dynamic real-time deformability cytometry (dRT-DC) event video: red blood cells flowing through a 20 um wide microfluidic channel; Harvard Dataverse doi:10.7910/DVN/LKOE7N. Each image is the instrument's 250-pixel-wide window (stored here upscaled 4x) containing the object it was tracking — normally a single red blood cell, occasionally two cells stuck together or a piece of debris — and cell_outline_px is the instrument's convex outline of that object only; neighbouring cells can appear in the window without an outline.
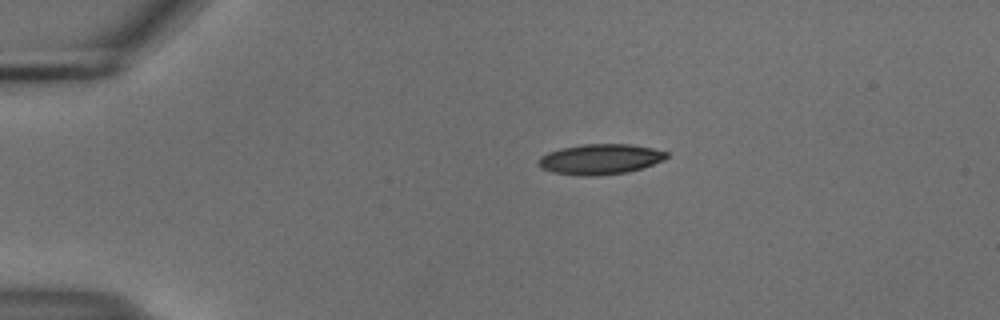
{"species": "common noctule bat (a hibernating species)", "species_latin": "Nyctalus noctula", "temperature_condition": "cold", "stored_images_in_passage": 44, "camera_frame_rate_fps": 3000, "um_per_image_px": 0.085, "animal": {"sex": "male", "body_mass_g": 18.8}, "frame": {"image": 1, "passage_image": 1, "time_ms": 0.0, "image_size_px": [1000, 320], "cell_outline_px": [[668, 156], [664, 160], [628, 172], [596, 176], [584, 176], [552, 172], [540, 168], [536, 164], [540, 156], [548, 152], [560, 148], [584, 144], [632, 144], [652, 148], [668, 152]], "centroid_in_image_um": [50.98, 13.53], "position_along_channel_um": 34.0, "area_um2": 22.77}}
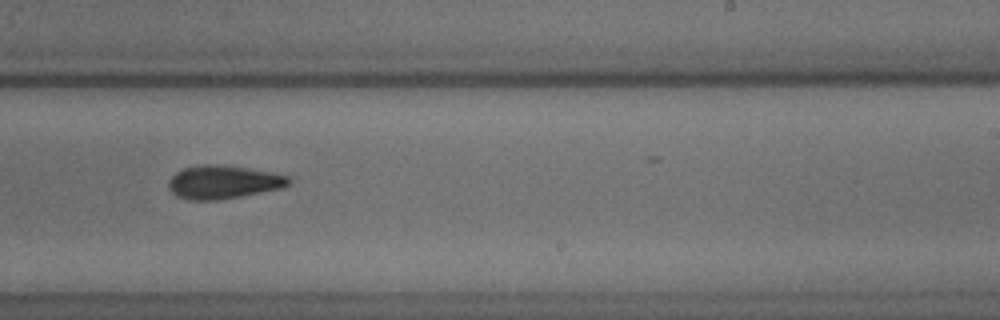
{"frame": {"image": 2, "passage_image": 24, "time_ms": 7.667, "image_size_px": [1000, 320], "cell_outline_px": [[292, 180], [284, 188], [220, 200], [188, 200], [176, 196], [168, 188], [168, 180], [176, 172], [184, 168], [204, 164], [216, 164], [248, 168], [272, 172], [288, 176]], "centroid_in_image_um": [18.98, 15.48], "position_along_channel_um": 270.0, "area_um2": 23.52}}
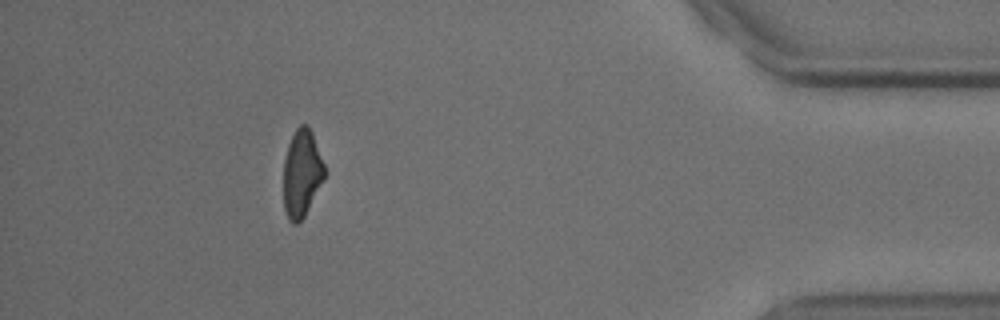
{"frame": {"image": 3, "passage_image": 39, "time_ms": 12.667, "image_size_px": [1000, 320], "cell_outline_px": [[324, 180], [304, 216], [296, 224], [292, 224], [288, 220], [284, 208], [284, 160], [288, 144], [296, 128], [300, 124], [308, 124], [312, 132], [324, 164]], "centroid_in_image_um": [25.64, 14.73], "position_along_channel_um": 409.6, "area_um2": 20.81}, "authors_computed_cell_mechanics": {"area_um2": 23.2356, "velocity_mm_per_s": 3.7279, "shape_relaxation_time_tau1_ms": 3.5159, "shape_relaxation_time_tau2_ms": null, "deformation_change_tau1": 0.1191, "deformation_change_tau2": null}}